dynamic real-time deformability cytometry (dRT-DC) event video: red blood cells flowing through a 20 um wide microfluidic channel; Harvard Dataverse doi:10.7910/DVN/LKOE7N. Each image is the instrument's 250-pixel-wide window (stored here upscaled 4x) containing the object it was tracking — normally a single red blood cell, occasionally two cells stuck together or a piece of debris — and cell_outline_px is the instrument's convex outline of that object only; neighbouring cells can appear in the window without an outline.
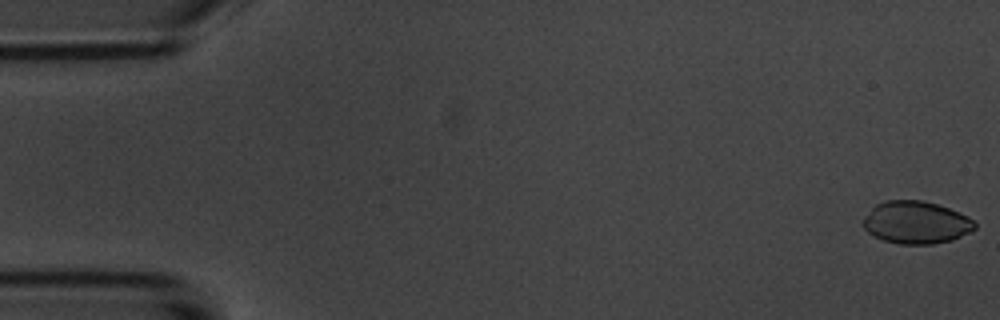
{"species": "common noctule bat (a hibernating species)", "species_latin": "Nyctalus noctula", "temperature_condition": "room temperature", "stored_images_in_passage": 7, "camera_frame_rate_fps": 3000, "um_per_image_px": 0.085, "animal": {"sex": "male", "body_mass_g": 20.1, "forearm_length_mm": 53.5}, "frame": {"image": 1, "passage_image": 1, "time_ms": 0.0, "image_size_px": [1000, 320], "cell_outline_px": [[976, 228], [972, 232], [952, 240], [932, 244], [900, 244], [884, 240], [868, 232], [864, 228], [864, 216], [876, 204], [884, 200], [924, 200], [960, 212], [968, 216], [976, 224]], "centroid_in_image_um": [77.89, 18.9], "position_along_channel_um": 7.1, "area_um2": 27.69}}